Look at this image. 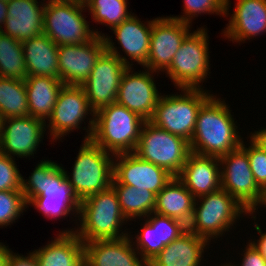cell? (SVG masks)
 Wrapping results in <instances>:
<instances>
[{
	"label": "cell",
	"mask_w": 266,
	"mask_h": 266,
	"mask_svg": "<svg viewBox=\"0 0 266 266\" xmlns=\"http://www.w3.org/2000/svg\"><path fill=\"white\" fill-rule=\"evenodd\" d=\"M133 153L165 169L173 177H178L191 150L190 143L183 137L145 121Z\"/></svg>",
	"instance_id": "cell-11"
},
{
	"label": "cell",
	"mask_w": 266,
	"mask_h": 266,
	"mask_svg": "<svg viewBox=\"0 0 266 266\" xmlns=\"http://www.w3.org/2000/svg\"><path fill=\"white\" fill-rule=\"evenodd\" d=\"M27 76L59 78L58 45L46 34L22 42Z\"/></svg>",
	"instance_id": "cell-26"
},
{
	"label": "cell",
	"mask_w": 266,
	"mask_h": 266,
	"mask_svg": "<svg viewBox=\"0 0 266 266\" xmlns=\"http://www.w3.org/2000/svg\"><path fill=\"white\" fill-rule=\"evenodd\" d=\"M219 161L222 189L250 213H257L258 206L266 207V194L256 184L247 153L241 147L221 156Z\"/></svg>",
	"instance_id": "cell-12"
},
{
	"label": "cell",
	"mask_w": 266,
	"mask_h": 266,
	"mask_svg": "<svg viewBox=\"0 0 266 266\" xmlns=\"http://www.w3.org/2000/svg\"><path fill=\"white\" fill-rule=\"evenodd\" d=\"M204 27L191 32L164 71L178 89H203L200 85L210 74L209 36Z\"/></svg>",
	"instance_id": "cell-9"
},
{
	"label": "cell",
	"mask_w": 266,
	"mask_h": 266,
	"mask_svg": "<svg viewBox=\"0 0 266 266\" xmlns=\"http://www.w3.org/2000/svg\"><path fill=\"white\" fill-rule=\"evenodd\" d=\"M30 116L24 80L0 77V120Z\"/></svg>",
	"instance_id": "cell-31"
},
{
	"label": "cell",
	"mask_w": 266,
	"mask_h": 266,
	"mask_svg": "<svg viewBox=\"0 0 266 266\" xmlns=\"http://www.w3.org/2000/svg\"><path fill=\"white\" fill-rule=\"evenodd\" d=\"M77 218L80 221L77 230L72 228L60 233H75L83 242L118 240L129 235L128 231L120 230L128 220L121 212L112 186L80 201Z\"/></svg>",
	"instance_id": "cell-3"
},
{
	"label": "cell",
	"mask_w": 266,
	"mask_h": 266,
	"mask_svg": "<svg viewBox=\"0 0 266 266\" xmlns=\"http://www.w3.org/2000/svg\"><path fill=\"white\" fill-rule=\"evenodd\" d=\"M130 236L84 242V266H148Z\"/></svg>",
	"instance_id": "cell-20"
},
{
	"label": "cell",
	"mask_w": 266,
	"mask_h": 266,
	"mask_svg": "<svg viewBox=\"0 0 266 266\" xmlns=\"http://www.w3.org/2000/svg\"><path fill=\"white\" fill-rule=\"evenodd\" d=\"M211 95L200 107L190 150L193 153L220 158L241 146L242 137L234 122L230 106Z\"/></svg>",
	"instance_id": "cell-2"
},
{
	"label": "cell",
	"mask_w": 266,
	"mask_h": 266,
	"mask_svg": "<svg viewBox=\"0 0 266 266\" xmlns=\"http://www.w3.org/2000/svg\"><path fill=\"white\" fill-rule=\"evenodd\" d=\"M7 3L0 1V31L3 29L7 15H8ZM2 25V26H1Z\"/></svg>",
	"instance_id": "cell-42"
},
{
	"label": "cell",
	"mask_w": 266,
	"mask_h": 266,
	"mask_svg": "<svg viewBox=\"0 0 266 266\" xmlns=\"http://www.w3.org/2000/svg\"><path fill=\"white\" fill-rule=\"evenodd\" d=\"M6 266H39V262L34 251L26 257L9 250L6 256Z\"/></svg>",
	"instance_id": "cell-39"
},
{
	"label": "cell",
	"mask_w": 266,
	"mask_h": 266,
	"mask_svg": "<svg viewBox=\"0 0 266 266\" xmlns=\"http://www.w3.org/2000/svg\"><path fill=\"white\" fill-rule=\"evenodd\" d=\"M222 35L229 41L245 42L266 33V0H238Z\"/></svg>",
	"instance_id": "cell-22"
},
{
	"label": "cell",
	"mask_w": 266,
	"mask_h": 266,
	"mask_svg": "<svg viewBox=\"0 0 266 266\" xmlns=\"http://www.w3.org/2000/svg\"><path fill=\"white\" fill-rule=\"evenodd\" d=\"M254 226L260 237L258 240L253 239V241H248H250L253 246L261 253V255L266 258V232H262L260 224L258 225L257 222L254 224Z\"/></svg>",
	"instance_id": "cell-40"
},
{
	"label": "cell",
	"mask_w": 266,
	"mask_h": 266,
	"mask_svg": "<svg viewBox=\"0 0 266 266\" xmlns=\"http://www.w3.org/2000/svg\"><path fill=\"white\" fill-rule=\"evenodd\" d=\"M91 115L84 141L90 140L94 130L95 111L90 107L87 95L81 86L64 85L54 105L52 115L48 118L46 129L50 130L51 141L59 140L70 131L81 128L86 116Z\"/></svg>",
	"instance_id": "cell-13"
},
{
	"label": "cell",
	"mask_w": 266,
	"mask_h": 266,
	"mask_svg": "<svg viewBox=\"0 0 266 266\" xmlns=\"http://www.w3.org/2000/svg\"><path fill=\"white\" fill-rule=\"evenodd\" d=\"M249 143L247 148L244 141H242L240 147L247 153L250 169L256 184L266 194V151L261 149L251 139Z\"/></svg>",
	"instance_id": "cell-36"
},
{
	"label": "cell",
	"mask_w": 266,
	"mask_h": 266,
	"mask_svg": "<svg viewBox=\"0 0 266 266\" xmlns=\"http://www.w3.org/2000/svg\"><path fill=\"white\" fill-rule=\"evenodd\" d=\"M51 160L40 161L29 179L22 178V192L27 205L42 212L46 218L78 216L80 201L66 180L65 169Z\"/></svg>",
	"instance_id": "cell-1"
},
{
	"label": "cell",
	"mask_w": 266,
	"mask_h": 266,
	"mask_svg": "<svg viewBox=\"0 0 266 266\" xmlns=\"http://www.w3.org/2000/svg\"><path fill=\"white\" fill-rule=\"evenodd\" d=\"M27 207L22 190L0 191V227L13 224Z\"/></svg>",
	"instance_id": "cell-35"
},
{
	"label": "cell",
	"mask_w": 266,
	"mask_h": 266,
	"mask_svg": "<svg viewBox=\"0 0 266 266\" xmlns=\"http://www.w3.org/2000/svg\"><path fill=\"white\" fill-rule=\"evenodd\" d=\"M30 116L44 120L52 115L64 83L59 78L27 76L24 80Z\"/></svg>",
	"instance_id": "cell-29"
},
{
	"label": "cell",
	"mask_w": 266,
	"mask_h": 266,
	"mask_svg": "<svg viewBox=\"0 0 266 266\" xmlns=\"http://www.w3.org/2000/svg\"><path fill=\"white\" fill-rule=\"evenodd\" d=\"M112 184L133 186L157 195L173 178L165 169L139 158L135 153L114 155Z\"/></svg>",
	"instance_id": "cell-17"
},
{
	"label": "cell",
	"mask_w": 266,
	"mask_h": 266,
	"mask_svg": "<svg viewBox=\"0 0 266 266\" xmlns=\"http://www.w3.org/2000/svg\"><path fill=\"white\" fill-rule=\"evenodd\" d=\"M106 51L95 63L89 77L81 85L90 107L96 112L100 108L116 102L122 74L132 67L126 55H120L117 46L109 36H103ZM119 51V52H118Z\"/></svg>",
	"instance_id": "cell-10"
},
{
	"label": "cell",
	"mask_w": 266,
	"mask_h": 266,
	"mask_svg": "<svg viewBox=\"0 0 266 266\" xmlns=\"http://www.w3.org/2000/svg\"><path fill=\"white\" fill-rule=\"evenodd\" d=\"M243 250V259L241 260V266H266V258L261 255V253L253 246L249 241L247 246ZM232 266H235L229 262ZM240 266V264H237ZM236 265V266H237Z\"/></svg>",
	"instance_id": "cell-38"
},
{
	"label": "cell",
	"mask_w": 266,
	"mask_h": 266,
	"mask_svg": "<svg viewBox=\"0 0 266 266\" xmlns=\"http://www.w3.org/2000/svg\"><path fill=\"white\" fill-rule=\"evenodd\" d=\"M105 51V41L100 36L83 44L58 46L59 79L64 85L81 86Z\"/></svg>",
	"instance_id": "cell-18"
},
{
	"label": "cell",
	"mask_w": 266,
	"mask_h": 266,
	"mask_svg": "<svg viewBox=\"0 0 266 266\" xmlns=\"http://www.w3.org/2000/svg\"><path fill=\"white\" fill-rule=\"evenodd\" d=\"M84 4L86 9L90 10L93 21L105 24L110 29L120 25L133 14L128 12L127 0H85Z\"/></svg>",
	"instance_id": "cell-33"
},
{
	"label": "cell",
	"mask_w": 266,
	"mask_h": 266,
	"mask_svg": "<svg viewBox=\"0 0 266 266\" xmlns=\"http://www.w3.org/2000/svg\"><path fill=\"white\" fill-rule=\"evenodd\" d=\"M39 266H84V242L75 233H60L34 250Z\"/></svg>",
	"instance_id": "cell-27"
},
{
	"label": "cell",
	"mask_w": 266,
	"mask_h": 266,
	"mask_svg": "<svg viewBox=\"0 0 266 266\" xmlns=\"http://www.w3.org/2000/svg\"><path fill=\"white\" fill-rule=\"evenodd\" d=\"M145 120L117 102L95 112L91 140L113 155L133 153Z\"/></svg>",
	"instance_id": "cell-4"
},
{
	"label": "cell",
	"mask_w": 266,
	"mask_h": 266,
	"mask_svg": "<svg viewBox=\"0 0 266 266\" xmlns=\"http://www.w3.org/2000/svg\"><path fill=\"white\" fill-rule=\"evenodd\" d=\"M250 134V139L261 149L266 151V129L261 128L260 130L255 131L254 133L251 132Z\"/></svg>",
	"instance_id": "cell-41"
},
{
	"label": "cell",
	"mask_w": 266,
	"mask_h": 266,
	"mask_svg": "<svg viewBox=\"0 0 266 266\" xmlns=\"http://www.w3.org/2000/svg\"><path fill=\"white\" fill-rule=\"evenodd\" d=\"M84 2L78 0H48L45 2L43 33L58 46L83 44L95 36L103 37L98 29L89 28Z\"/></svg>",
	"instance_id": "cell-7"
},
{
	"label": "cell",
	"mask_w": 266,
	"mask_h": 266,
	"mask_svg": "<svg viewBox=\"0 0 266 266\" xmlns=\"http://www.w3.org/2000/svg\"><path fill=\"white\" fill-rule=\"evenodd\" d=\"M111 186L116 191L121 212L128 222L139 217L143 220L154 212L156 195L153 192L122 184Z\"/></svg>",
	"instance_id": "cell-30"
},
{
	"label": "cell",
	"mask_w": 266,
	"mask_h": 266,
	"mask_svg": "<svg viewBox=\"0 0 266 266\" xmlns=\"http://www.w3.org/2000/svg\"><path fill=\"white\" fill-rule=\"evenodd\" d=\"M132 69L127 67L122 74L116 102L149 121L162 95L154 81L155 71L144 68L145 71L138 73Z\"/></svg>",
	"instance_id": "cell-16"
},
{
	"label": "cell",
	"mask_w": 266,
	"mask_h": 266,
	"mask_svg": "<svg viewBox=\"0 0 266 266\" xmlns=\"http://www.w3.org/2000/svg\"><path fill=\"white\" fill-rule=\"evenodd\" d=\"M242 214L252 216L255 213H250L228 192L220 188L195 199L192 218L187 229L211 242L212 239L216 240L225 235L226 231L232 230V226L240 216L242 219Z\"/></svg>",
	"instance_id": "cell-5"
},
{
	"label": "cell",
	"mask_w": 266,
	"mask_h": 266,
	"mask_svg": "<svg viewBox=\"0 0 266 266\" xmlns=\"http://www.w3.org/2000/svg\"><path fill=\"white\" fill-rule=\"evenodd\" d=\"M144 224L140 232L132 237L134 248L139 252L143 259L149 263L157 254L173 240L178 238L187 230V225L182 221L151 213L144 219ZM136 240H133L135 239Z\"/></svg>",
	"instance_id": "cell-19"
},
{
	"label": "cell",
	"mask_w": 266,
	"mask_h": 266,
	"mask_svg": "<svg viewBox=\"0 0 266 266\" xmlns=\"http://www.w3.org/2000/svg\"><path fill=\"white\" fill-rule=\"evenodd\" d=\"M45 131L46 122L32 116L0 120V152L14 159L30 158L43 142Z\"/></svg>",
	"instance_id": "cell-15"
},
{
	"label": "cell",
	"mask_w": 266,
	"mask_h": 266,
	"mask_svg": "<svg viewBox=\"0 0 266 266\" xmlns=\"http://www.w3.org/2000/svg\"><path fill=\"white\" fill-rule=\"evenodd\" d=\"M14 160L0 152V191L22 190L23 176Z\"/></svg>",
	"instance_id": "cell-37"
},
{
	"label": "cell",
	"mask_w": 266,
	"mask_h": 266,
	"mask_svg": "<svg viewBox=\"0 0 266 266\" xmlns=\"http://www.w3.org/2000/svg\"><path fill=\"white\" fill-rule=\"evenodd\" d=\"M222 266V265H221ZM223 266H232L230 263L223 264Z\"/></svg>",
	"instance_id": "cell-44"
},
{
	"label": "cell",
	"mask_w": 266,
	"mask_h": 266,
	"mask_svg": "<svg viewBox=\"0 0 266 266\" xmlns=\"http://www.w3.org/2000/svg\"><path fill=\"white\" fill-rule=\"evenodd\" d=\"M42 1L39 4L37 0H10L7 3L8 15L4 30L1 32L21 43L42 35L45 0Z\"/></svg>",
	"instance_id": "cell-21"
},
{
	"label": "cell",
	"mask_w": 266,
	"mask_h": 266,
	"mask_svg": "<svg viewBox=\"0 0 266 266\" xmlns=\"http://www.w3.org/2000/svg\"><path fill=\"white\" fill-rule=\"evenodd\" d=\"M230 0H184V15L169 16L173 19L180 20L191 24L192 19L200 14H217L226 17L229 14Z\"/></svg>",
	"instance_id": "cell-34"
},
{
	"label": "cell",
	"mask_w": 266,
	"mask_h": 266,
	"mask_svg": "<svg viewBox=\"0 0 266 266\" xmlns=\"http://www.w3.org/2000/svg\"><path fill=\"white\" fill-rule=\"evenodd\" d=\"M113 156L91 139L83 140L71 175L65 171L66 180L79 201L111 187L114 176Z\"/></svg>",
	"instance_id": "cell-6"
},
{
	"label": "cell",
	"mask_w": 266,
	"mask_h": 266,
	"mask_svg": "<svg viewBox=\"0 0 266 266\" xmlns=\"http://www.w3.org/2000/svg\"><path fill=\"white\" fill-rule=\"evenodd\" d=\"M9 250L8 246L0 242V266H6V256Z\"/></svg>",
	"instance_id": "cell-43"
},
{
	"label": "cell",
	"mask_w": 266,
	"mask_h": 266,
	"mask_svg": "<svg viewBox=\"0 0 266 266\" xmlns=\"http://www.w3.org/2000/svg\"><path fill=\"white\" fill-rule=\"evenodd\" d=\"M209 241L188 229L166 245L148 266H200ZM207 246V247H206Z\"/></svg>",
	"instance_id": "cell-24"
},
{
	"label": "cell",
	"mask_w": 266,
	"mask_h": 266,
	"mask_svg": "<svg viewBox=\"0 0 266 266\" xmlns=\"http://www.w3.org/2000/svg\"><path fill=\"white\" fill-rule=\"evenodd\" d=\"M0 1H3V2H6V3H8L10 0H0Z\"/></svg>",
	"instance_id": "cell-45"
},
{
	"label": "cell",
	"mask_w": 266,
	"mask_h": 266,
	"mask_svg": "<svg viewBox=\"0 0 266 266\" xmlns=\"http://www.w3.org/2000/svg\"><path fill=\"white\" fill-rule=\"evenodd\" d=\"M182 94L161 95L149 120L188 142L194 134L201 105L212 95L204 89H178Z\"/></svg>",
	"instance_id": "cell-8"
},
{
	"label": "cell",
	"mask_w": 266,
	"mask_h": 266,
	"mask_svg": "<svg viewBox=\"0 0 266 266\" xmlns=\"http://www.w3.org/2000/svg\"><path fill=\"white\" fill-rule=\"evenodd\" d=\"M178 178L195 198L215 192L221 188L219 158L191 152Z\"/></svg>",
	"instance_id": "cell-23"
},
{
	"label": "cell",
	"mask_w": 266,
	"mask_h": 266,
	"mask_svg": "<svg viewBox=\"0 0 266 266\" xmlns=\"http://www.w3.org/2000/svg\"><path fill=\"white\" fill-rule=\"evenodd\" d=\"M191 25L169 16L153 19L149 54L143 68L155 71L157 76L158 72H164L184 39L190 34Z\"/></svg>",
	"instance_id": "cell-14"
},
{
	"label": "cell",
	"mask_w": 266,
	"mask_h": 266,
	"mask_svg": "<svg viewBox=\"0 0 266 266\" xmlns=\"http://www.w3.org/2000/svg\"><path fill=\"white\" fill-rule=\"evenodd\" d=\"M153 20L142 23L141 20L131 15L120 25L113 27L111 30L115 34L118 44L122 51L131 61L145 66L150 48V38Z\"/></svg>",
	"instance_id": "cell-25"
},
{
	"label": "cell",
	"mask_w": 266,
	"mask_h": 266,
	"mask_svg": "<svg viewBox=\"0 0 266 266\" xmlns=\"http://www.w3.org/2000/svg\"><path fill=\"white\" fill-rule=\"evenodd\" d=\"M195 199L184 183L178 177H173L156 195L154 213L180 220L188 225L192 218Z\"/></svg>",
	"instance_id": "cell-28"
},
{
	"label": "cell",
	"mask_w": 266,
	"mask_h": 266,
	"mask_svg": "<svg viewBox=\"0 0 266 266\" xmlns=\"http://www.w3.org/2000/svg\"><path fill=\"white\" fill-rule=\"evenodd\" d=\"M0 77L25 80L27 69L23 45L0 31Z\"/></svg>",
	"instance_id": "cell-32"
}]
</instances>
